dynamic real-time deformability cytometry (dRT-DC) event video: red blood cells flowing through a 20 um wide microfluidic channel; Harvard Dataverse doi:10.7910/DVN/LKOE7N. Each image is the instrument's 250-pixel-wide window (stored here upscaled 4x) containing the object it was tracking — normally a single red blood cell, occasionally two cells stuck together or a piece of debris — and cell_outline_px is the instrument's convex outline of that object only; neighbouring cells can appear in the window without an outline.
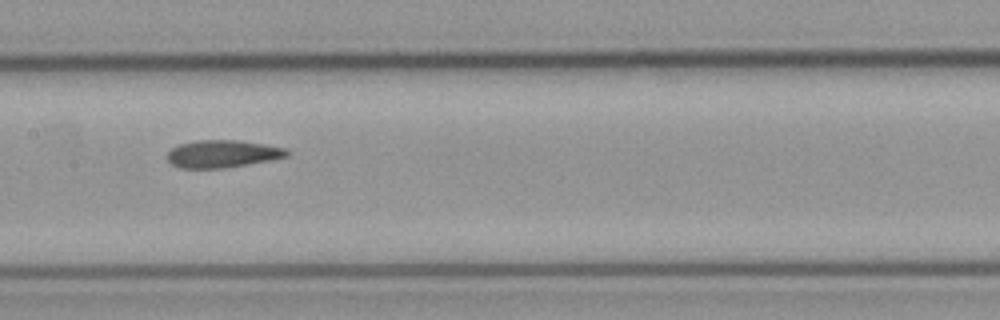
{"species": "common noctule bat (a hibernating species)", "species_latin": "Nyctalus noctula", "temperature_condition": "cold", "stored_images_in_passage": 9, "camera_frame_rate_fps": 3000, "um_per_image_px": 0.085, "animal": {"sex": "male", "body_mass_g": 23.1, "forearm_length_mm": 52.7}, "frame": {"image": 1, "passage_image": 9, "time_ms": 9.333, "image_size_px": [1000, 320], "cell_outline_px": [[292, 152], [288, 156], [268, 160], [220, 168], [180, 168], [172, 164], [168, 160], [168, 152], [172, 148], [180, 144], [196, 140], [240, 140], [264, 144], [284, 148]], "centroid_in_image_um": [18.9, 13.06], "position_along_channel_um": 188.5, "area_um2": 18.9}}